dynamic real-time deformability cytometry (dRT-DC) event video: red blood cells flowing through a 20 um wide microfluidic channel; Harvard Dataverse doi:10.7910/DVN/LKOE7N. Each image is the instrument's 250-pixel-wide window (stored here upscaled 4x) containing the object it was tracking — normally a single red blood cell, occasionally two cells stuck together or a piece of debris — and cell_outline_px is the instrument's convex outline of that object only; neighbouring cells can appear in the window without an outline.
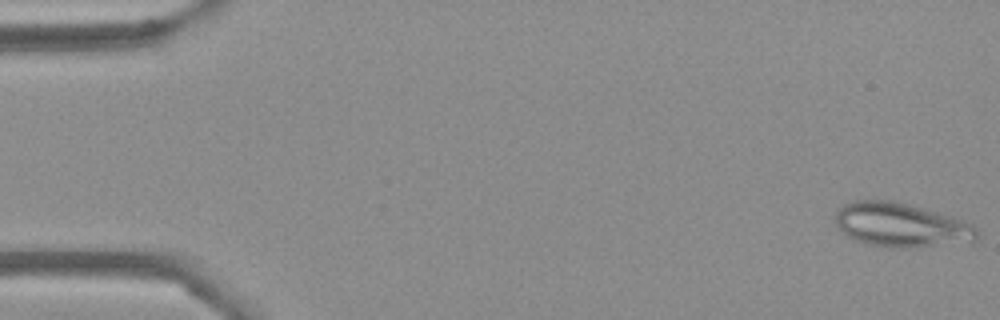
{"species": "Egyptian fruit bat (a non-hibernating species)", "species_latin": "Rousettus aegyptiacus", "temperature_condition": "cold", "stored_images_in_passage": 21, "camera_frame_rate_fps": 3000, "um_per_image_px": 0.085, "frame": {"image": 1, "passage_image": 1, "time_ms": 0.0, "image_size_px": [1000, 320], "cell_outline_px": [[980, 236], [972, 244], [908, 248], [888, 248], [868, 244], [856, 240], [848, 236], [836, 224], [836, 212], [844, 204], [852, 200], [896, 200], [924, 208], [972, 224], [980, 232]], "centroid_in_image_um": [76.67, 19.15], "position_along_channel_um": 8.3, "area_um2": 37.05}}